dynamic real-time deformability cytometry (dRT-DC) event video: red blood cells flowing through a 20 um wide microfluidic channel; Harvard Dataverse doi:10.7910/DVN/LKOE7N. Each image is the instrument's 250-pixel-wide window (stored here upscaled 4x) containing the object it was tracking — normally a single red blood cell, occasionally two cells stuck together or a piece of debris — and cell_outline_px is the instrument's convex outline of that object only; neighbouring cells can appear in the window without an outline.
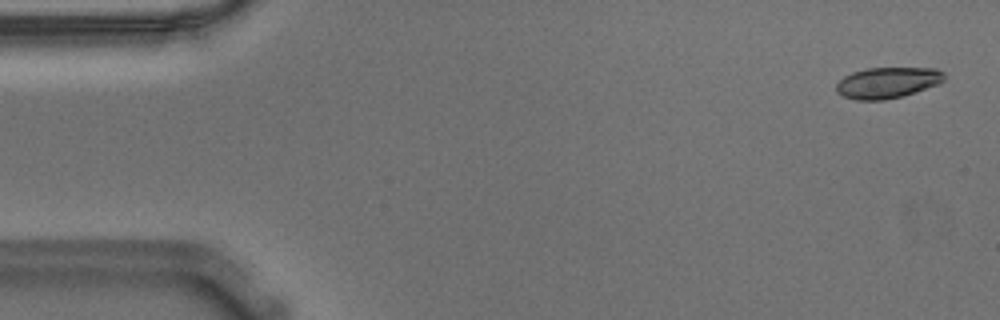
{"species": "Egyptian fruit bat (a non-hibernating species)", "species_latin": "Rousettus aegyptiacus", "temperature_condition": "warm", "stored_images_in_passage": 55, "camera_frame_rate_fps": 3000, "um_per_image_px": 0.085, "animal": {"sex": "male"}, "frame": {"image": 1, "passage_image": 2, "time_ms": 0.333, "image_size_px": [1000, 320], "cell_outline_px": [[944, 80], [940, 84], [916, 92], [884, 100], [856, 100], [844, 96], [836, 92], [836, 84], [844, 76], [852, 72], [868, 68], [936, 68], [944, 72]], "centroid_in_image_um": [75.45, 7.02], "position_along_channel_um": 9.6, "area_um2": 19.54}}
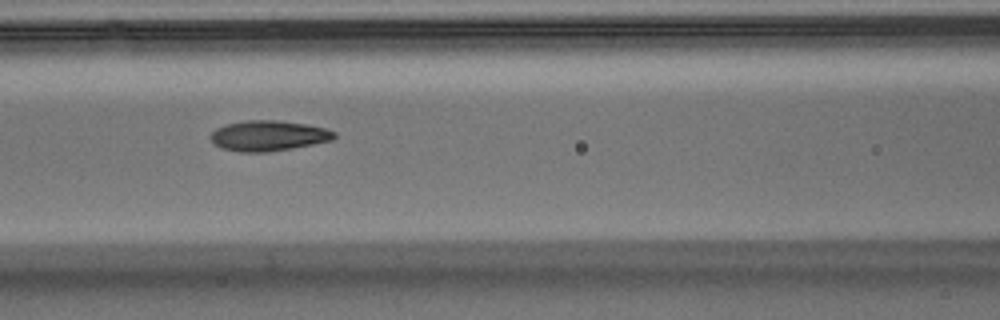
{"frame": {"image": 2, "passage_image": 23, "time_ms": 7.333, "image_size_px": [1000, 320], "cell_outline_px": [[336, 136], [332, 140], [292, 148], [268, 152], [240, 152], [220, 148], [212, 144], [208, 136], [216, 128], [228, 124], [244, 120], [276, 120], [304, 124], [324, 128], [336, 132]], "centroid_in_image_um": [22.75, 11.54], "position_along_channel_um": 143.8, "area_um2": 21.96}}
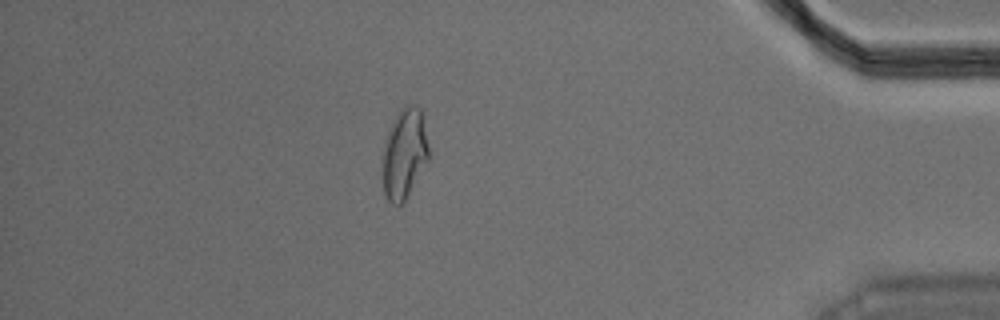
{"frame": {"image": 3, "passage_image": 48, "time_ms": 15.667, "image_size_px": [1000, 320], "cell_outline_px": [[428, 160], [404, 204], [392, 204], [388, 200], [384, 192], [384, 140], [396, 116], [408, 104], [416, 104], [420, 108], [428, 144]], "centroid_in_image_um": [34.39, 13.1], "position_along_channel_um": 400.8, "area_um2": 23.76}, "authors_computed_cell_mechanics": {"area_um2": 21.5594, "velocity_mm_per_s": 3.6076, "shape_relaxation_time_tau1_ms": 11.3028, "shape_relaxation_time_tau2_ms": 2.2053, "deformation_change_tau1": 0.2786, "deformation_change_tau2": 0.0911}}